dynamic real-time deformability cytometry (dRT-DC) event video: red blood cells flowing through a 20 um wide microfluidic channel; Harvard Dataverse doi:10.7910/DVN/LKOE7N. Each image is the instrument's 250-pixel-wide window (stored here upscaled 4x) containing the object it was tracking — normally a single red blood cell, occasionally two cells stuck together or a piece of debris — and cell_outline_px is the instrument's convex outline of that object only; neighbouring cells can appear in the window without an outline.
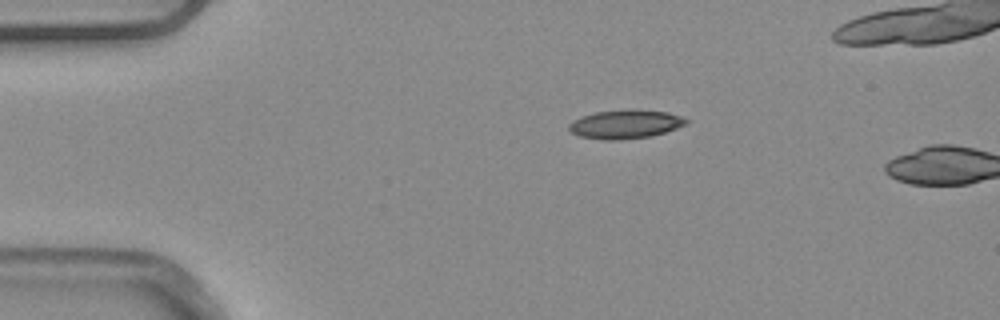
{"species": "common noctule bat (a hibernating species)", "species_latin": "Nyctalus noctula", "temperature_condition": "warm", "stored_images_in_passage": 6, "camera_frame_rate_fps": 3000, "um_per_image_px": 0.085, "animal": {"sex": "male", "body_mass_g": 20.4}, "frame": {"image": 1, "passage_image": 6, "time_ms": 1.667, "image_size_px": [1000, 320], "cell_outline_px": [[688, 120], [684, 124], [676, 128], [652, 136], [620, 140], [604, 140], [580, 136], [572, 132], [568, 128], [568, 124], [572, 120], [580, 116], [596, 112], [632, 108], [668, 112], [680, 116]], "centroid_in_image_um": [53.12, 10.54], "position_along_channel_um": 31.9, "area_um2": 19.77}}